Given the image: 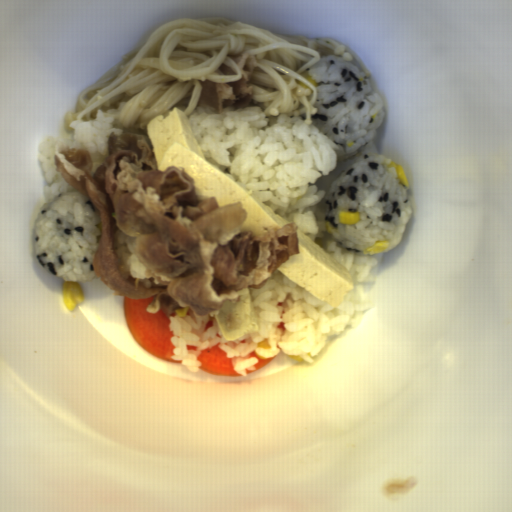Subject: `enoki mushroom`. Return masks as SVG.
I'll use <instances>...</instances> for the list:
<instances>
[{
    "instance_id": "enoki-mushroom-1",
    "label": "enoki mushroom",
    "mask_w": 512,
    "mask_h": 512,
    "mask_svg": "<svg viewBox=\"0 0 512 512\" xmlns=\"http://www.w3.org/2000/svg\"><path fill=\"white\" fill-rule=\"evenodd\" d=\"M245 53L256 57L249 83L252 99L262 103L266 117L305 114L303 123L308 126L318 112L313 106L318 90L300 73L320 62L321 56L355 58L366 78L372 75L360 55L335 39L277 35L223 16L180 18L156 27L142 44L124 53L122 61L81 90L77 112L64 114V127L70 132L75 120H95L99 109L106 118L114 115L126 129L147 130L154 118L168 116L173 108L188 118L201 98L202 81L242 78L229 56ZM223 63L237 74L224 75L218 69Z\"/></svg>"
}]
</instances>
